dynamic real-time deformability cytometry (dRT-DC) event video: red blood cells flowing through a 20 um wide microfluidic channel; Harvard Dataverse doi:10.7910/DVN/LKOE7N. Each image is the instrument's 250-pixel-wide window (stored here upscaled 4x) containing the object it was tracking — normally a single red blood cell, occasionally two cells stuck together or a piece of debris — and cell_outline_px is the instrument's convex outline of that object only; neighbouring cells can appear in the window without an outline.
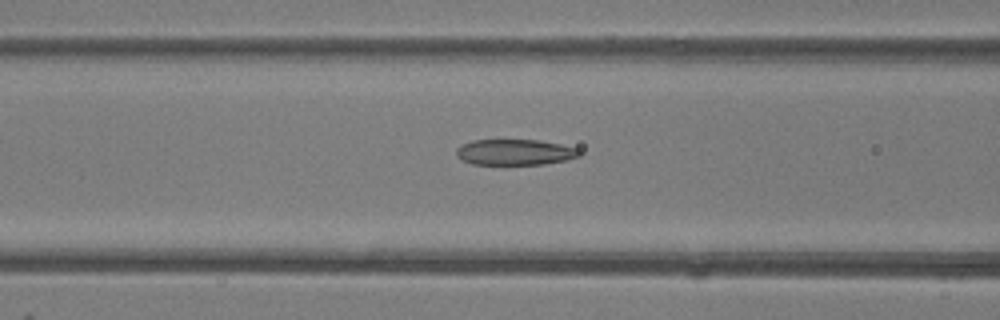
{"species": "common noctule bat (a hibernating species)", "species_latin": "Nyctalus noctula", "temperature_condition": "room temperature", "stored_images_in_passage": 47, "camera_frame_rate_fps": 3000, "um_per_image_px": 0.085, "animal": {"sex": "female"}, "frame": {"image": 1, "passage_image": 19, "time_ms": 6.0, "image_size_px": [1000, 320], "cell_outline_px": [[580, 156], [568, 160], [544, 164], [472, 164], [460, 160], [456, 156], [456, 148], [460, 144], [472, 140], [540, 140], [560, 144], [576, 148], [580, 152]], "centroid_in_image_um": [43.72, 12.93], "position_along_channel_um": 122.9, "area_um2": 18.67}}
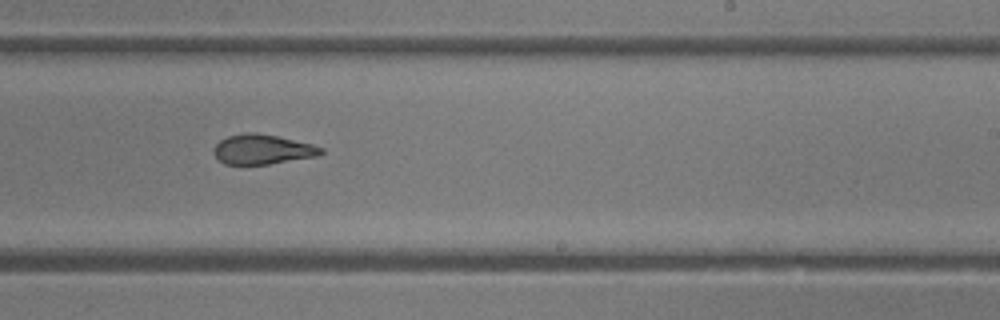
{"frame": {"image": 2, "passage_image": 29, "time_ms": 9.333, "image_size_px": [1000, 320], "cell_outline_px": [[324, 152], [316, 156], [268, 164], [224, 164], [212, 152], [212, 148], [220, 140], [228, 136], [244, 132], [256, 132], [276, 136], [312, 144], [324, 148]], "centroid_in_image_um": [22.28, 12.69], "position_along_channel_um": 266.7, "area_um2": 18.55}}
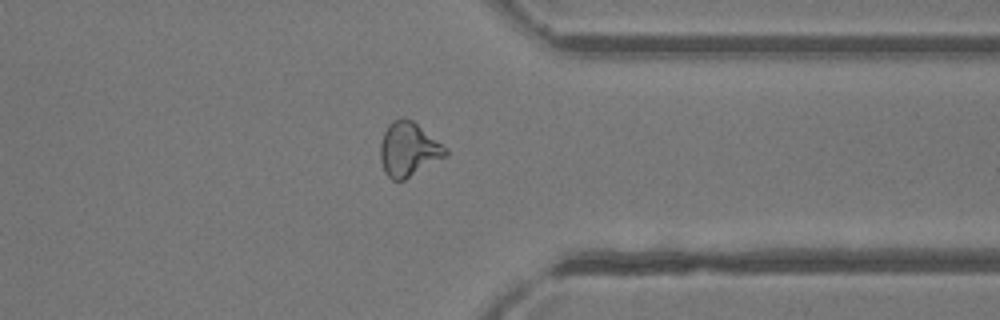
{"frame": {"image": 3, "passage_image": 37, "time_ms": 12.0, "image_size_px": [1000, 320], "cell_outline_px": [[448, 156], [404, 180], [392, 180], [384, 172], [380, 160], [380, 144], [384, 132], [388, 124], [392, 120], [412, 120], [448, 148]], "centroid_in_image_um": [34.74, 12.73], "position_along_channel_um": 376.7, "area_um2": 20.58}, "authors_computed_cell_mechanics": {"area_um2": 20.5768, "velocity_mm_per_s": 4.3193, "shape_relaxation_time_tau1_ms": null, "shape_relaxation_time_tau2_ms": 1.8755, "deformation_change_tau1": null, "deformation_change_tau2": 0.087}}